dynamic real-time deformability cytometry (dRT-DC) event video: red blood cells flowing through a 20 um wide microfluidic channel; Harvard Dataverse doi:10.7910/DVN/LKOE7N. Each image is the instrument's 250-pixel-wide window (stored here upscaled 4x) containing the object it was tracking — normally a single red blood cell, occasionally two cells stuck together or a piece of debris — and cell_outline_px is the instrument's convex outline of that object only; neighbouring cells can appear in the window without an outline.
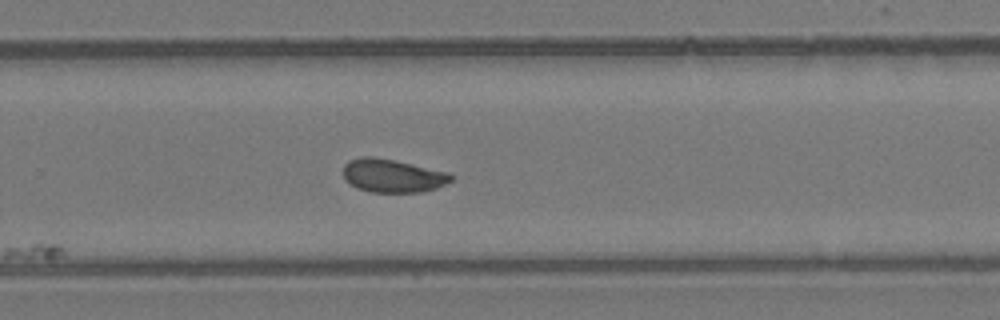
{"species": "common noctule bat (a hibernating species)", "species_latin": "Nyctalus noctula", "temperature_condition": "room temperature", "stored_images_in_passage": 11, "camera_frame_rate_fps": 3000, "um_per_image_px": 0.085, "animal": {"sex": "female", "body_mass_g": 24.6, "forearm_length_mm": 56.2}, "frame": {"image": 1, "passage_image": 11, "time_ms": 13.0, "image_size_px": [1000, 320], "cell_outline_px": [[456, 176], [452, 180], [436, 188], [420, 192], [372, 192], [356, 188], [344, 180], [344, 164], [348, 160], [360, 156], [372, 156], [392, 160], [448, 172]], "centroid_in_image_um": [33.34, 14.93], "position_along_channel_um": 296.5, "area_um2": 20.92}}